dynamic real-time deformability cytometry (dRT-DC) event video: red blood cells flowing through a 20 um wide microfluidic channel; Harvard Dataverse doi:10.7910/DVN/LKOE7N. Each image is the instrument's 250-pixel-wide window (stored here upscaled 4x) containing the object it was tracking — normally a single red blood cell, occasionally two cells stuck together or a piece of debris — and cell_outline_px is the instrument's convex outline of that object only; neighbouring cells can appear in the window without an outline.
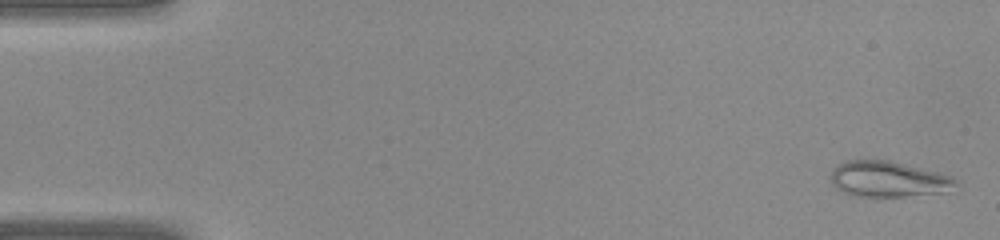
{"species": "common noctule bat (a hibernating species)", "species_latin": "Nyctalus noctula", "temperature_condition": "warm", "stored_images_in_passage": 7, "camera_frame_rate_fps": 3000, "um_per_image_px": 0.085, "animal": {"sex": "female", "body_mass_g": 22.0, "forearm_length_mm": 56.7}, "frame": {"image": 1, "passage_image": 1, "time_ms": 0.0, "image_size_px": [1000, 240], "cell_outline_px": [[956, 184], [948, 192], [872, 200], [852, 196], [836, 188], [832, 184], [832, 168], [844, 160], [892, 160], [952, 176], [956, 180]], "centroid_in_image_um": [75.47, 15.27], "position_along_channel_um": 9.5, "area_um2": 26.99}}